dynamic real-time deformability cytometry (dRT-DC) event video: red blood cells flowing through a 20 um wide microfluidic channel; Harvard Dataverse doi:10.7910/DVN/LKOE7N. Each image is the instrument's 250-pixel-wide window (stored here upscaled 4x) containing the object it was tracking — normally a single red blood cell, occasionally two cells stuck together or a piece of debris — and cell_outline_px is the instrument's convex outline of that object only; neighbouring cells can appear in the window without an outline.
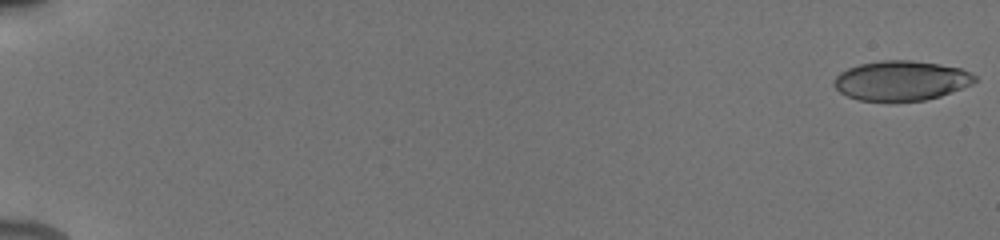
{"species": "human", "species_latin": "Homo sapiens", "temperature_condition": "cold", "stored_images_in_passage": 13, "camera_frame_rate_fps": 3000, "um_per_image_px": 0.085, "donor": {"sex": "male"}, "frame": {"image": 1, "passage_image": 1, "time_ms": 0.0, "image_size_px": [1000, 240], "cell_outline_px": [[980, 80], [972, 84], [940, 96], [924, 100], [860, 100], [848, 96], [840, 92], [832, 84], [836, 76], [840, 72], [848, 68], [860, 64], [880, 60], [912, 60], [940, 64], [960, 68], [972, 72]], "centroid_in_image_um": [76.63, 6.83], "position_along_channel_um": 8.4, "area_um2": 32.54}}
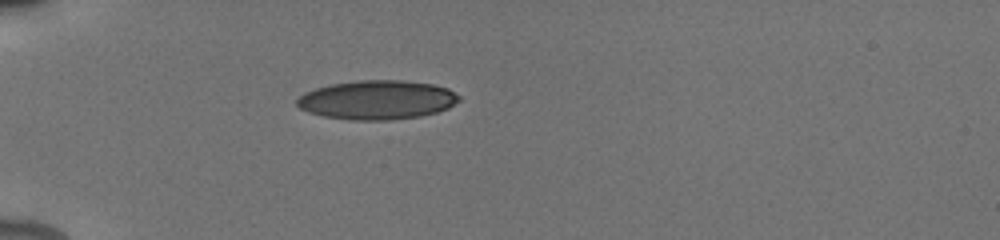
{"frame": {"image": 2, "passage_image": 9, "time_ms": 5.667, "image_size_px": [1000, 240], "cell_outline_px": [[460, 100], [448, 108], [436, 112], [420, 116], [392, 120], [352, 120], [324, 116], [308, 112], [300, 108], [296, 104], [296, 100], [304, 92], [328, 84], [360, 80], [404, 80], [432, 84], [448, 88], [460, 96]], "centroid_in_image_um": [32.05, 8.48], "position_along_channel_um": 53.0, "area_um2": 37.05}}
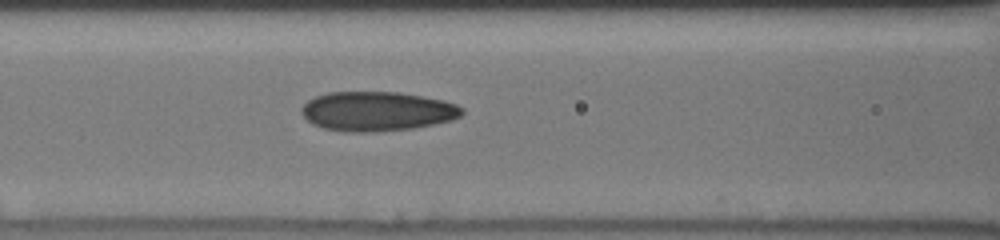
{"frame": {"image": 3, "passage_image": 13, "time_ms": 8.333, "image_size_px": [1000, 240], "cell_outline_px": [[464, 112], [460, 116], [452, 120], [412, 128], [364, 132], [348, 132], [324, 128], [312, 124], [300, 112], [300, 108], [308, 100], [316, 96], [328, 92], [400, 92], [444, 100], [456, 104], [464, 108]], "centroid_in_image_um": [32.05, 9.45], "position_along_channel_um": 134.6, "area_um2": 36.82}}